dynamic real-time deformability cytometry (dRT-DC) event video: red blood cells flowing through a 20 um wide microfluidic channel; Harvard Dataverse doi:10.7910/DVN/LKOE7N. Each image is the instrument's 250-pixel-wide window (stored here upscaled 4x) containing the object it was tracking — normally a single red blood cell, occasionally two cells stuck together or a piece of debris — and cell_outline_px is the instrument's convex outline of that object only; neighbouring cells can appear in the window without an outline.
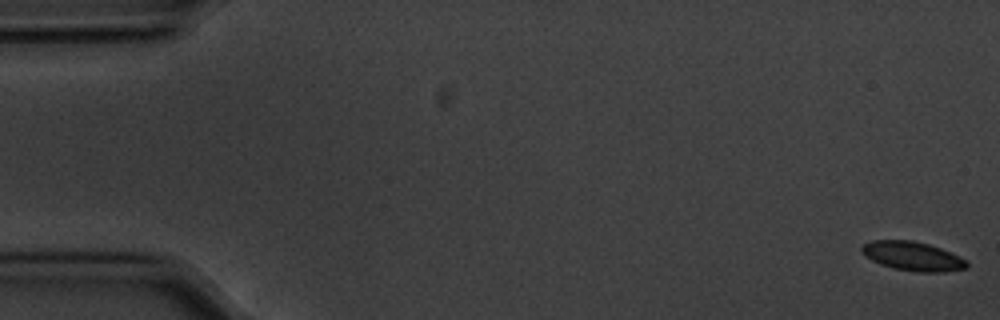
{"species": "common noctule bat (a hibernating species)", "species_latin": "Nyctalus noctula", "temperature_condition": "cold", "stored_images_in_passage": 57, "camera_frame_rate_fps": 3000, "um_per_image_px": 0.085, "animal": {"sex": "male", "body_mass_g": 20.1, "forearm_length_mm": 53.5}, "frame": {"image": 1, "passage_image": 1, "time_ms": 0.0, "image_size_px": [1000, 320], "cell_outline_px": [[968, 268], [944, 272], [920, 272], [896, 268], [880, 264], [864, 256], [860, 252], [860, 248], [864, 244], [872, 240], [912, 240], [928, 244], [940, 248], [964, 260], [968, 264]], "centroid_in_image_um": [77.52, 21.77], "position_along_channel_um": 7.5, "area_um2": 17.57}}
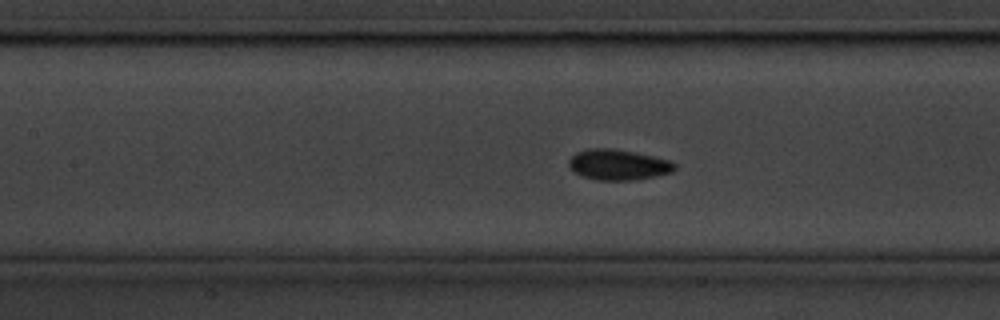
{"frame": {"image": 2, "passage_image": 25, "time_ms": 8.0, "image_size_px": [1000, 320], "cell_outline_px": [[676, 168], [672, 172], [656, 176], [632, 180], [596, 180], [580, 176], [568, 164], [568, 160], [576, 152], [588, 148], [612, 148], [672, 160], [676, 164]], "centroid_in_image_um": [52.55, 14.0], "position_along_channel_um": 154.8, "area_um2": 18.9}}
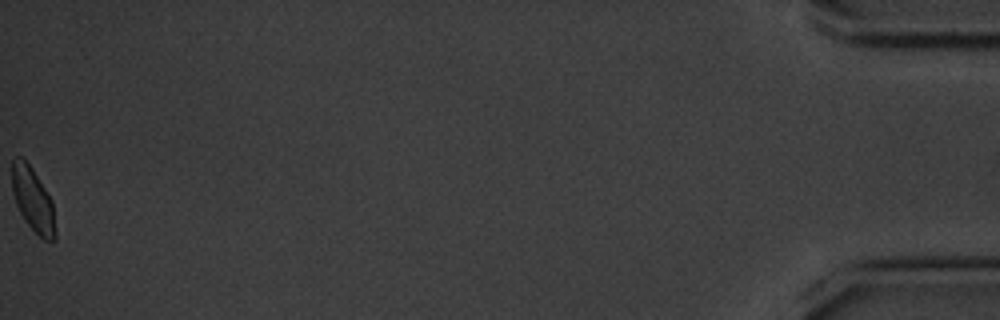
{"frame": {"image": 3, "passage_image": 57, "time_ms": 18.667, "image_size_px": [1000, 320], "cell_outline_px": [[56, 240], [44, 240], [24, 220], [16, 204], [12, 192], [12, 160], [16, 156], [20, 156], [32, 168], [52, 200], [56, 232]], "centroid_in_image_um": [2.79, 16.98], "position_along_channel_um": 432.4, "area_um2": 16.07}, "authors_computed_cell_mechanics": {"area_um2": 17.629, "velocity_mm_per_s": 3.5401, "shape_relaxation_time_tau1_ms": 1.2468, "shape_relaxation_time_tau2_ms": 1.0124, "deformation_change_tau1": 0.0814, "deformation_change_tau2": 0.0575}}